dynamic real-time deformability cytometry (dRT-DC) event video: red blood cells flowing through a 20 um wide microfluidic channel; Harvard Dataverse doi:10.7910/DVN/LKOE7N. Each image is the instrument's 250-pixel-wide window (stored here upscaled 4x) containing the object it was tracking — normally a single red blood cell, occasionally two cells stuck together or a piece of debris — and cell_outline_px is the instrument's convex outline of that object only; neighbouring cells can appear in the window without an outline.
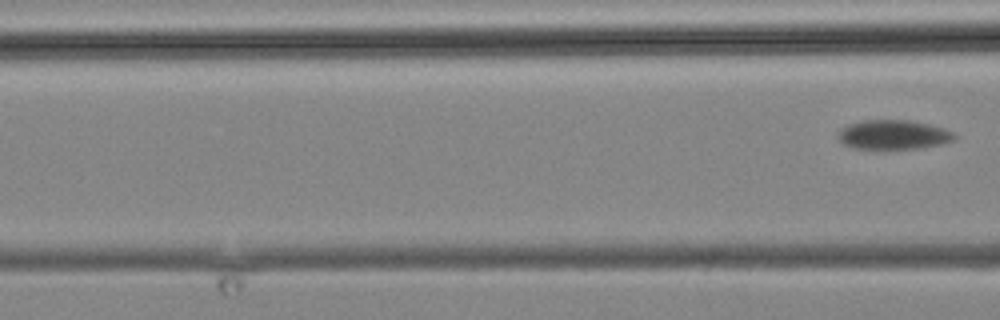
{"species": "common noctule bat (a hibernating species)", "species_latin": "Nyctalus noctula", "temperature_condition": "cold", "stored_images_in_passage": 15, "camera_frame_rate_fps": 3000, "um_per_image_px": 0.085, "animal": {"sex": "male", "body_mass_g": 19.2, "forearm_length_mm": 51.8}, "frame": {"image": 1, "passage_image": 15, "time_ms": 16.333, "image_size_px": [1000, 320], "cell_outline_px": [[956, 136], [952, 140], [940, 144], [920, 148], [880, 152], [852, 148], [844, 144], [836, 136], [836, 132], [840, 128], [848, 124], [864, 120], [908, 120], [928, 124], [944, 128], [956, 132]], "centroid_in_image_um": [75.87, 11.49], "position_along_channel_um": 90.7, "area_um2": 20.87}}